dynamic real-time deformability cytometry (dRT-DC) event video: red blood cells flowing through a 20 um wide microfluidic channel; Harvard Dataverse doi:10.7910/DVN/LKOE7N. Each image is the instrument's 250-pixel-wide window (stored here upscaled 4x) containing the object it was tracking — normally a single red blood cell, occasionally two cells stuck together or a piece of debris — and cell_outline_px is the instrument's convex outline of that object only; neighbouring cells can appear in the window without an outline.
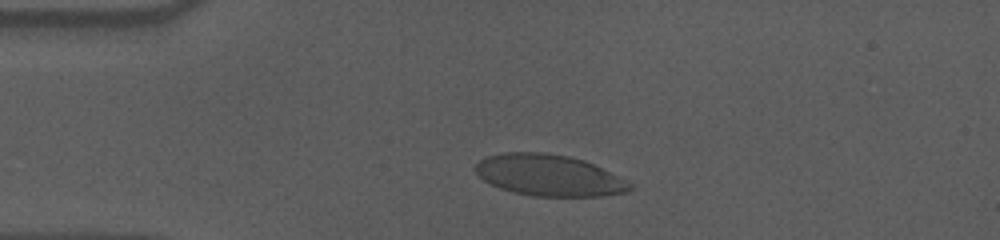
{"species": "human", "species_latin": "Homo sapiens", "temperature_condition": "cold", "stored_images_in_passage": 42, "camera_frame_rate_fps": 3000, "um_per_image_px": 0.085, "donor": {"sex": "male"}, "frame": {"image": 1, "passage_image": 8, "time_ms": 2.333, "image_size_px": [1000, 240], "cell_outline_px": [[636, 184], [628, 192], [600, 196], [532, 196], [512, 192], [500, 188], [484, 180], [472, 168], [480, 160], [488, 156], [504, 152], [544, 152], [568, 156], [584, 160], [620, 176]], "centroid_in_image_um": [46.7, 14.9], "position_along_channel_um": 38.3, "area_um2": 37.45}}
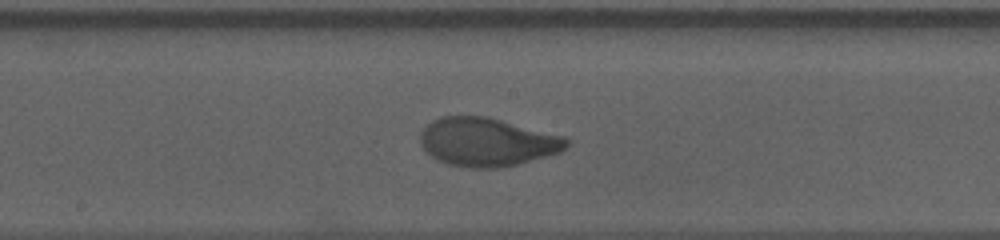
{"frame": {"image": 2, "passage_image": 25, "time_ms": 8.0, "image_size_px": [1000, 240], "cell_outline_px": [[568, 144], [560, 152], [516, 164], [496, 168], [472, 168], [448, 164], [424, 152], [420, 144], [420, 132], [432, 120], [440, 116], [488, 116], [564, 136], [568, 140]], "centroid_in_image_um": [41.36, 12.06], "position_along_channel_um": 206.8, "area_um2": 41.21}}
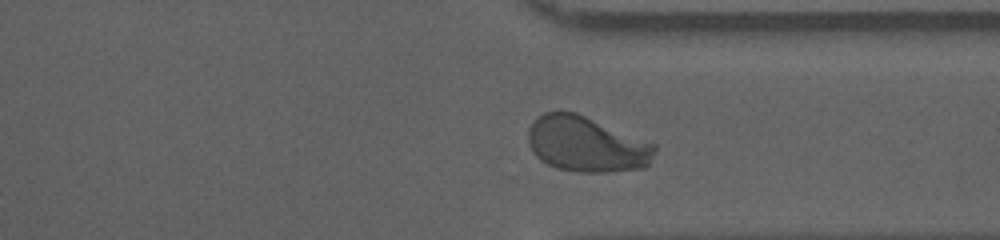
{"frame": {"image": 3, "passage_image": 38, "time_ms": 12.333, "image_size_px": [1000, 240], "cell_outline_px": [[656, 148], [648, 164], [644, 168], [608, 172], [576, 172], [556, 168], [540, 160], [532, 152], [528, 144], [528, 132], [532, 124], [544, 112], [576, 112], [656, 144]], "centroid_in_image_um": [49.84, 12.28], "position_along_channel_um": 361.6, "area_um2": 40.81}, "authors_computed_cell_mechanics": {"area_um2": 40.749, "velocity_mm_per_s": 3.5752, "shape_relaxation_time_tau1_ms": 4.9104, "shape_relaxation_time_tau2_ms": null, "deformation_change_tau1": 0.1994, "deformation_change_tau2": null}}